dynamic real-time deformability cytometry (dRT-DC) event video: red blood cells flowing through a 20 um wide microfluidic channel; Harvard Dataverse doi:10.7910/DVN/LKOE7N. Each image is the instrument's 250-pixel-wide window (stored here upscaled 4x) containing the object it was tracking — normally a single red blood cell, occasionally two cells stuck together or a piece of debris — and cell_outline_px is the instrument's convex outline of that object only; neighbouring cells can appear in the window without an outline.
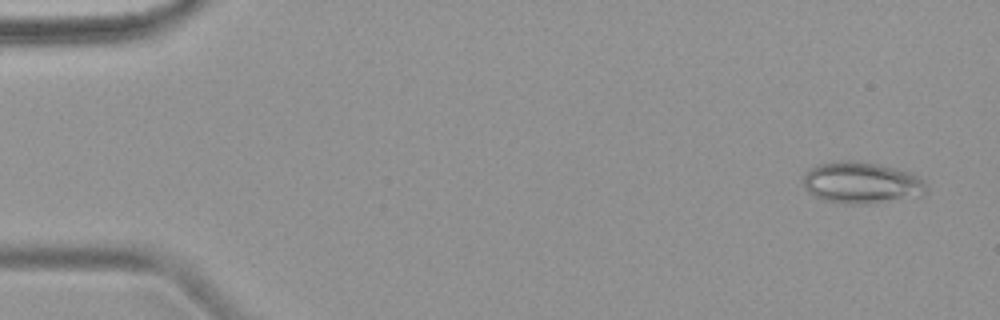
{"species": "common noctule bat (a hibernating species)", "species_latin": "Nyctalus noctula", "temperature_condition": "warm", "stored_images_in_passage": 7, "camera_frame_rate_fps": 3000, "um_per_image_px": 0.085, "animal": {"sex": "female", "body_mass_g": 18.4}, "frame": {"image": 1, "passage_image": 1, "time_ms": 0.0, "image_size_px": [1000, 320], "cell_outline_px": [[928, 192], [924, 196], [868, 204], [844, 204], [824, 200], [812, 196], [804, 188], [800, 180], [804, 172], [808, 168], [816, 164], [832, 160], [848, 160], [876, 164], [896, 168], [912, 172], [924, 180], [928, 188]], "centroid_in_image_um": [73.2, 15.53], "position_along_channel_um": 11.8, "area_um2": 30.87}}
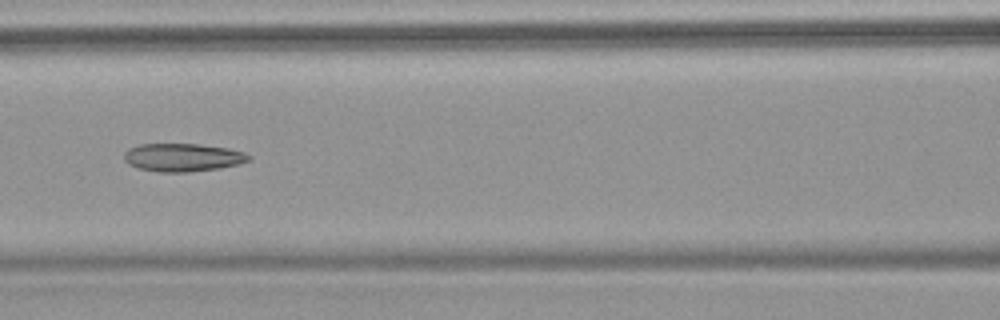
{"frame": {"image": 2, "passage_image": 7, "time_ms": 7.0, "image_size_px": [1000, 320], "cell_outline_px": [[252, 160], [240, 164], [220, 168], [188, 172], [160, 172], [136, 168], [128, 164], [124, 160], [124, 152], [128, 148], [140, 144], [200, 144], [228, 148], [244, 152], [252, 156]], "centroid_in_image_um": [15.55, 13.38], "position_along_channel_um": 151.1, "area_um2": 20.69}}